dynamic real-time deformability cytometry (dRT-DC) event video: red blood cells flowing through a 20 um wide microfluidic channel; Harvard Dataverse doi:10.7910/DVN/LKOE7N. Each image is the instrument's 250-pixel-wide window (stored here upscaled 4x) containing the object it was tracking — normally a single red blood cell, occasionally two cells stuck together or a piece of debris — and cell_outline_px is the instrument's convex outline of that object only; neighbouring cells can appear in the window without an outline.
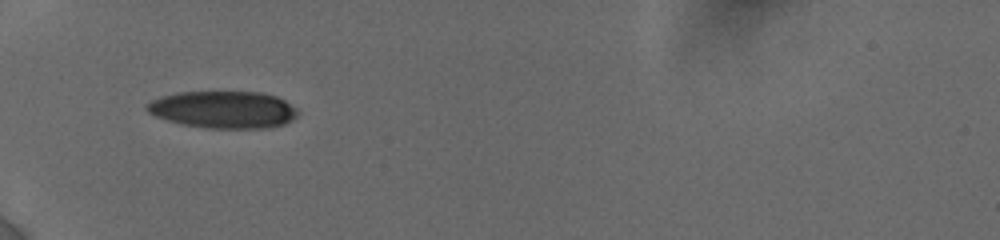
{"species": "human", "species_latin": "Homo sapiens", "temperature_condition": "cold", "stored_images_in_passage": 2, "camera_frame_rate_fps": 3000, "um_per_image_px": 0.085, "donor": {"sex": "female"}, "frame": {"image": 1, "passage_image": 1, "time_ms": 0.0, "image_size_px": [1000, 240], "cell_outline_px": [[296, 116], [292, 120], [284, 124], [260, 128], [208, 128], [184, 124], [168, 120], [156, 116], [148, 112], [144, 108], [152, 100], [176, 92], [260, 92], [276, 96], [284, 100], [296, 108]], "centroid_in_image_um": [18.98, 9.31], "position_along_channel_um": 66.0, "area_um2": 32.31}}